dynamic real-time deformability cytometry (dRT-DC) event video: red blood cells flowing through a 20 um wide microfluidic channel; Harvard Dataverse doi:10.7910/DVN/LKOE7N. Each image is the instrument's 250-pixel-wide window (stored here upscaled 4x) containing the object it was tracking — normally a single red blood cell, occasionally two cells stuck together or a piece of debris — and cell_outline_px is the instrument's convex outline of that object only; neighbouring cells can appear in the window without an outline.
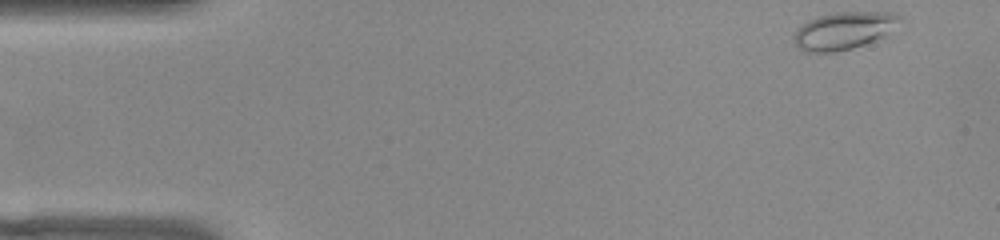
{"species": "common noctule bat (a hibernating species)", "species_latin": "Nyctalus noctula", "temperature_condition": "warm", "stored_images_in_passage": 50, "camera_frame_rate_fps": 3000, "um_per_image_px": 0.085, "animal": {"sex": "female", "body_mass_g": 22.0, "forearm_length_mm": 56.7}, "frame": {"image": 1, "passage_image": 1, "time_ms": 0.0, "image_size_px": [1000, 240], "cell_outline_px": [[900, 20], [884, 36], [864, 44], [852, 48], [836, 52], [804, 52], [796, 44], [792, 36], [808, 20], [816, 16], [836, 12], [892, 12], [900, 16]], "centroid_in_image_um": [71.69, 2.6], "position_along_channel_um": 13.3, "area_um2": 22.77}}
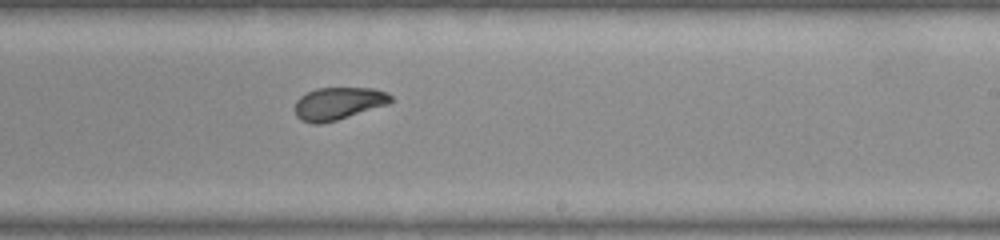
{"frame": {"image": 2, "passage_image": 29, "time_ms": 9.333, "image_size_px": [1000, 240], "cell_outline_px": [[392, 100], [388, 104], [336, 120], [320, 124], [312, 124], [300, 120], [296, 116], [296, 100], [300, 96], [316, 88], [372, 88], [388, 92], [392, 96]], "centroid_in_image_um": [28.75, 8.79], "position_along_channel_um": 260.2, "area_um2": 18.09}}
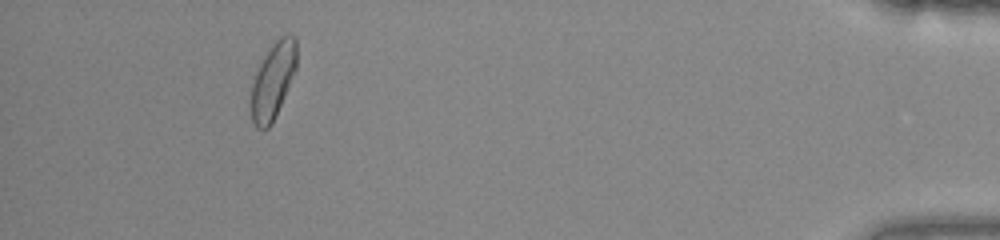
{"frame": {"image": 3, "passage_image": 46, "time_ms": 15.0, "image_size_px": [1000, 240], "cell_outline_px": [[296, 68], [276, 116], [272, 124], [268, 128], [256, 128], [252, 120], [252, 76], [260, 60], [268, 48], [280, 36], [288, 32], [296, 36]], "centroid_in_image_um": [23.2, 6.78], "position_along_channel_um": 412.0, "area_um2": 20.46}, "authors_computed_cell_mechanics": {"area_um2": 19.4497, "velocity_mm_per_s": 3.8423, "shape_relaxation_time_tau1_ms": 3.6603, "shape_relaxation_time_tau2_ms": 1.3718, "deformation_change_tau1": 0.1126, "deformation_change_tau2": 0.0499}}